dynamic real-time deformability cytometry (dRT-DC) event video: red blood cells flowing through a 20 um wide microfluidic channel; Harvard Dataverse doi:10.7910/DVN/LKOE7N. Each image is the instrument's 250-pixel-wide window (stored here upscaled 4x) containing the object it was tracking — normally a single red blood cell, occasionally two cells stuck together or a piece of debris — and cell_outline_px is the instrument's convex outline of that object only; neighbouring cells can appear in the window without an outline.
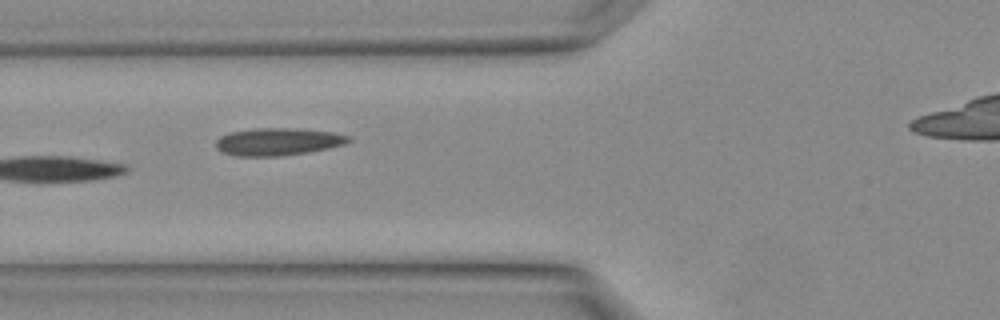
{"species": "Egyptian fruit bat (a non-hibernating species)", "species_latin": "Rousettus aegyptiacus", "temperature_condition": "warm", "stored_images_in_passage": 3, "camera_frame_rate_fps": 3000, "um_per_image_px": 0.085, "animal": {"sex": "female"}, "frame": {"image": 1, "passage_image": 3, "time_ms": 0.667, "image_size_px": [1000, 320], "cell_outline_px": [[352, 140], [344, 144], [328, 148], [308, 152], [280, 156], [236, 156], [220, 152], [216, 148], [216, 140], [220, 136], [228, 132], [252, 128], [300, 128], [336, 132], [352, 136]], "centroid_in_image_um": [23.63, 12.03], "position_along_channel_um": 102.2, "area_um2": 21.68}}